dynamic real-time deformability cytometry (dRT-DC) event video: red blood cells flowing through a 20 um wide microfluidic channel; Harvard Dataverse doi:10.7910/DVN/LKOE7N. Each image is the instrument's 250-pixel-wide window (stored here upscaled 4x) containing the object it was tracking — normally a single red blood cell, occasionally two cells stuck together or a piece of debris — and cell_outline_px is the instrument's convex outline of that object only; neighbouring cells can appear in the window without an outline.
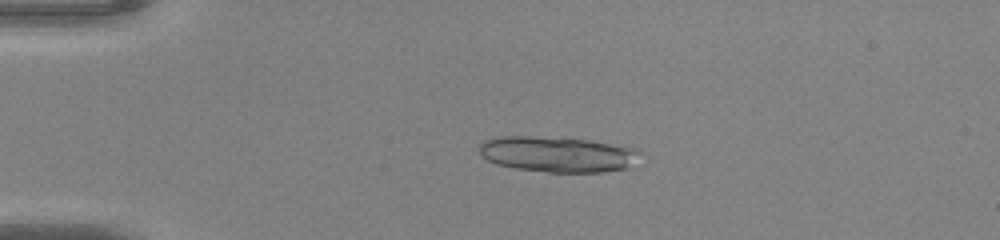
{"species": "common noctule bat (a hibernating species)", "species_latin": "Nyctalus noctula", "temperature_condition": "warm", "stored_images_in_passage": 19, "camera_frame_rate_fps": 3000, "um_per_image_px": 0.085, "animal": {"sex": "male", "body_mass_g": 20.0, "forearm_length_mm": 53.3}, "frame": {"image": 1, "passage_image": 11, "time_ms": 3.333, "image_size_px": [1000, 240], "cell_outline_px": [[644, 152], [628, 168], [604, 172], [548, 172], [516, 168], [496, 164], [488, 160], [480, 152], [480, 144], [484, 140], [500, 136], [564, 136], [628, 144]], "centroid_in_image_um": [47.52, 13.07], "position_along_channel_um": 37.5, "area_um2": 34.45}}